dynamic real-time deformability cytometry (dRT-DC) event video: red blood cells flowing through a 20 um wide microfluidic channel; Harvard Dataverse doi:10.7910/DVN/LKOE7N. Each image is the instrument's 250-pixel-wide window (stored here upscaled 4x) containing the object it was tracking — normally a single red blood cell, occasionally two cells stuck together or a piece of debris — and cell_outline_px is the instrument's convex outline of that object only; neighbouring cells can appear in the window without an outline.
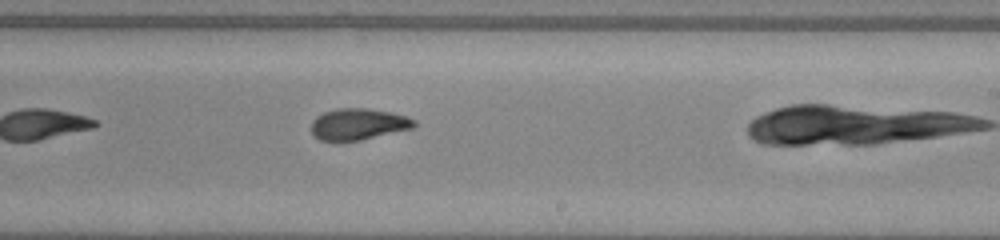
{"species": "common noctule bat (a hibernating species)", "species_latin": "Nyctalus noctula", "temperature_condition": "warm", "stored_images_in_passage": 24, "camera_frame_rate_fps": 3000, "um_per_image_px": 0.085, "animal": {"sex": "male", "body_mass_g": 20.0, "forearm_length_mm": 53.3}, "frame": {"image": 1, "passage_image": 14, "time_ms": 4.333, "image_size_px": [1000, 240], "cell_outline_px": [[416, 128], [360, 140], [340, 144], [320, 140], [312, 132], [312, 120], [316, 116], [324, 112], [336, 108], [368, 108], [392, 112], [416, 120]], "centroid_in_image_um": [30.45, 10.58], "position_along_channel_um": 258.6, "area_um2": 19.42}}